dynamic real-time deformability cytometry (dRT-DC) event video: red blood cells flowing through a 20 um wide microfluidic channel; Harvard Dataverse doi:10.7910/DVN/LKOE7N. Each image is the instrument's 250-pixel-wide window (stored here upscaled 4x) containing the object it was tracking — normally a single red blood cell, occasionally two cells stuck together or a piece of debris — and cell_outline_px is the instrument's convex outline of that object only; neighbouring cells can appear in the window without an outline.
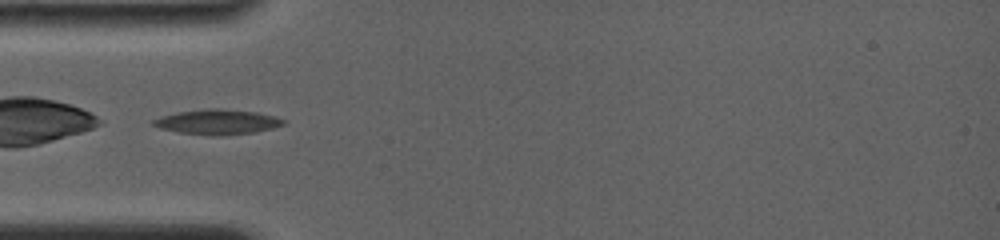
{"species": "common noctule bat (a hibernating species)", "species_latin": "Nyctalus noctula", "temperature_condition": "room temperature", "stored_images_in_passage": 6, "camera_frame_rate_fps": 4000, "um_per_image_px": 0.085, "animal": {"sex": "female", "body_mass_g": 19.0, "forearm_length_mm": 56.7}, "frame": {"image": 1, "passage_image": 2, "time_ms": 0.25, "image_size_px": [1000, 240], "cell_outline_px": [[288, 120], [284, 124], [272, 128], [256, 132], [224, 136], [208, 136], [180, 132], [160, 128], [152, 124], [152, 120], [160, 116], [176, 112], [208, 108], [220, 108], [256, 112]], "centroid_in_image_um": [18.47, 10.37], "position_along_channel_um": 66.5, "area_um2": 19.13}}
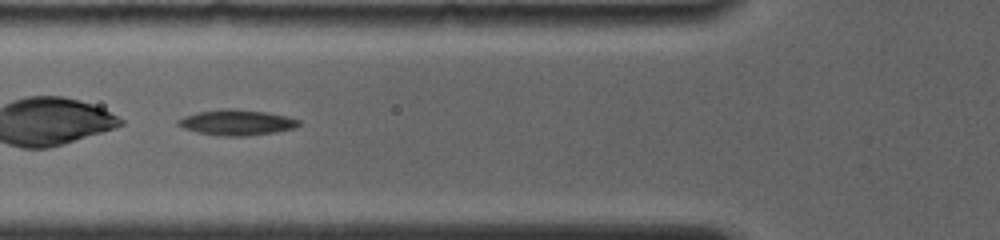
{"frame": {"image": 2, "passage_image": 4, "time_ms": 1.25, "image_size_px": [1000, 240], "cell_outline_px": [[300, 124], [296, 128], [276, 132], [248, 136], [220, 136], [196, 132], [184, 128], [176, 124], [176, 120], [184, 116], [196, 112], [224, 108], [236, 108], [264, 112], [284, 116], [300, 120]], "centroid_in_image_um": [20.09, 10.41], "position_along_channel_um": 105.7, "area_um2": 18.15}}